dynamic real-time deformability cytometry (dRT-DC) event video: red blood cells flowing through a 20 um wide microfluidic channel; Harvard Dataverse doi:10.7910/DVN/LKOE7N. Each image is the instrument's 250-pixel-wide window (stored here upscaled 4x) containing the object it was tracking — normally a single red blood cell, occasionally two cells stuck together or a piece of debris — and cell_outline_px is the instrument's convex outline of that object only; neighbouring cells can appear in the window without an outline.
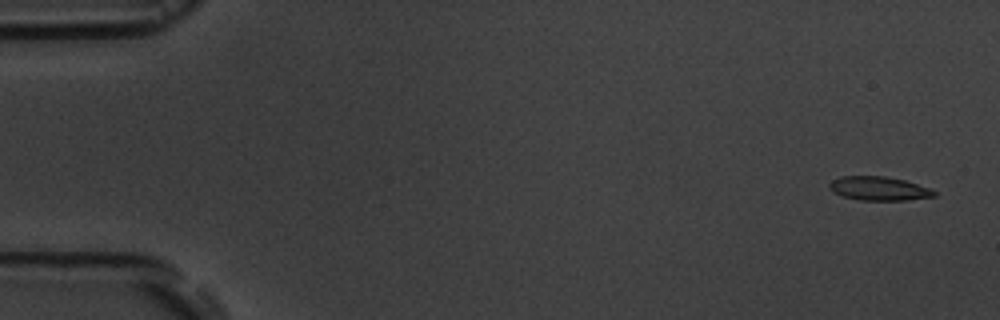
{"species": "common noctule bat (a hibernating species)", "species_latin": "Nyctalus noctula", "temperature_condition": "room temperature", "stored_images_in_passage": 5, "camera_frame_rate_fps": 3000, "um_per_image_px": 0.085, "animal": {"sex": "male", "body_mass_g": 19.5, "forearm_length_mm": 54.6}, "frame": {"image": 1, "passage_image": 1, "time_ms": 0.0, "image_size_px": [1000, 320], "cell_outline_px": [[936, 196], [908, 200], [860, 200], [844, 196], [832, 192], [828, 188], [828, 184], [832, 180], [840, 176], [884, 176], [904, 180], [932, 188], [936, 192]], "centroid_in_image_um": [74.71, 16.02], "position_along_channel_um": 10.3, "area_um2": 14.68}}
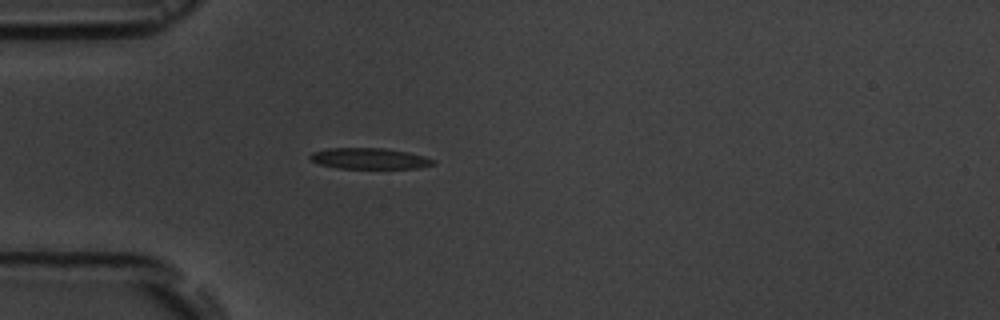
{"frame": {"image": 2, "passage_image": 5, "time_ms": 4.667, "image_size_px": [1000, 320], "cell_outline_px": [[436, 164], [416, 168], [340, 168], [320, 164], [312, 160], [308, 156], [312, 152], [328, 148], [384, 148], [408, 152], [424, 156], [436, 160]], "centroid_in_image_um": [31.43, 13.47], "position_along_channel_um": 53.6, "area_um2": 14.97}}